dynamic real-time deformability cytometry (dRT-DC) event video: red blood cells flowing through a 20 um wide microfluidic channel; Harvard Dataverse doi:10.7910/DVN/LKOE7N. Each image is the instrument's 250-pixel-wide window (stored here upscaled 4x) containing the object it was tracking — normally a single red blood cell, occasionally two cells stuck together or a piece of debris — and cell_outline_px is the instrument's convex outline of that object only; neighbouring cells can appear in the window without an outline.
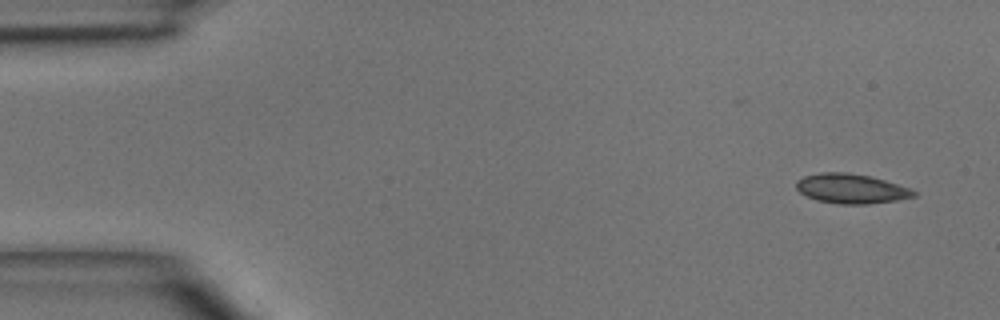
{"species": "common noctule bat (a hibernating species)", "species_latin": "Nyctalus noctula", "temperature_condition": "room temperature", "stored_images_in_passage": 3, "camera_frame_rate_fps": 3000, "um_per_image_px": 0.085, "animal": {"sex": "male", "body_mass_g": 15.6}, "frame": {"image": 1, "passage_image": 1, "time_ms": 0.0, "image_size_px": [1000, 320], "cell_outline_px": [[916, 196], [896, 200], [868, 204], [840, 204], [816, 200], [800, 192], [796, 188], [796, 180], [804, 176], [820, 172], [848, 172], [872, 176], [908, 188], [916, 192]], "centroid_in_image_um": [72.32, 16.02], "position_along_channel_um": 12.7, "area_um2": 20.23}}
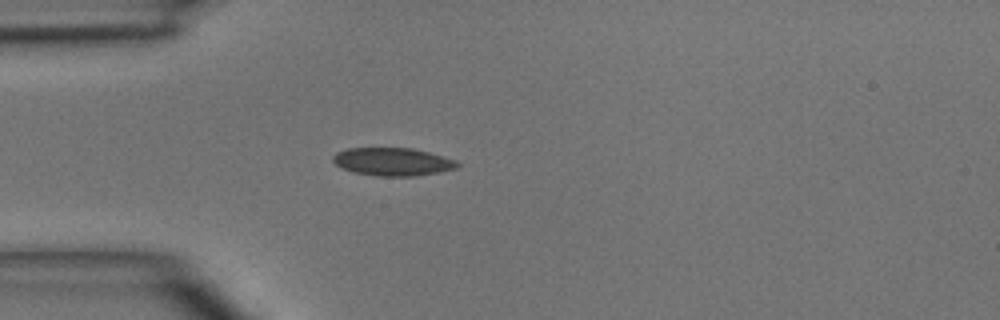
{"frame": {"image": 2, "passage_image": 3, "time_ms": 3.333, "image_size_px": [1000, 320], "cell_outline_px": [[460, 164], [456, 168], [440, 172], [416, 176], [376, 176], [352, 172], [336, 164], [332, 160], [332, 156], [336, 152], [348, 148], [412, 148], [428, 152], [456, 160]], "centroid_in_image_um": [33.37, 13.75], "position_along_channel_um": 51.6, "area_um2": 20.29}}